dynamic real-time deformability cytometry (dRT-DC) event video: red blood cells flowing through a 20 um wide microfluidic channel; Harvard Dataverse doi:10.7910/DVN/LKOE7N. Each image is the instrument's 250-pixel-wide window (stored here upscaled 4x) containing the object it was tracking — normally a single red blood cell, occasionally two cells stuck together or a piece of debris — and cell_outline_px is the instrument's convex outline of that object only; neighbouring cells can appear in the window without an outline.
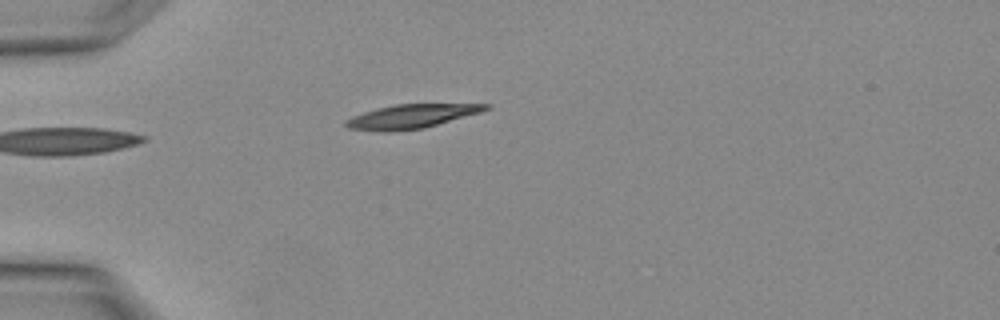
{"species": "Egyptian fruit bat (a non-hibernating species)", "species_latin": "Rousettus aegyptiacus", "temperature_condition": "warm", "stored_images_in_passage": 4, "camera_frame_rate_fps": 3000, "um_per_image_px": 0.085, "animal": {"sex": "female"}, "frame": {"image": 1, "passage_image": 4, "time_ms": 1.0, "image_size_px": [1000, 320], "cell_outline_px": [[492, 108], [480, 112], [424, 128], [388, 132], [380, 132], [348, 128], [344, 124], [344, 120], [352, 116], [376, 108], [396, 104], [492, 104]], "centroid_in_image_um": [34.93, 9.89], "position_along_channel_um": 50.1, "area_um2": 19.54}}